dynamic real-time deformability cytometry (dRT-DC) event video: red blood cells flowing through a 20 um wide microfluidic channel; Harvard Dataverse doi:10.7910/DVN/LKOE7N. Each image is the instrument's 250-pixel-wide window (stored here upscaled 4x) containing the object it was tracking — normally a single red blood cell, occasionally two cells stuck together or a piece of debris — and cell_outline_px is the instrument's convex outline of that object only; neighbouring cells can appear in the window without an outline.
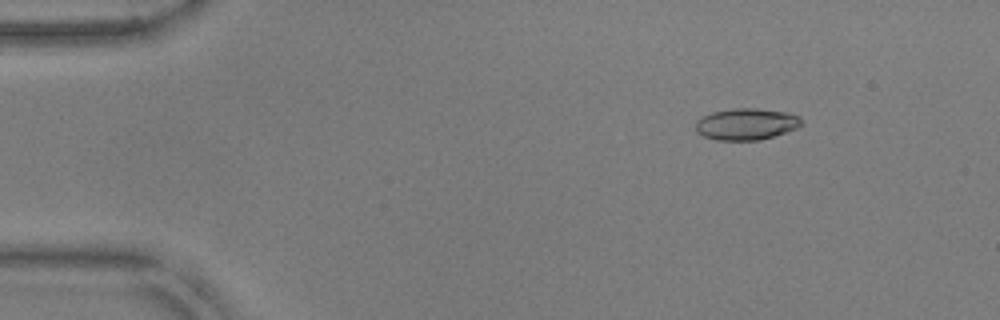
{"species": "common noctule bat (a hibernating species)", "species_latin": "Nyctalus noctula", "temperature_condition": "warm", "stored_images_in_passage": 54, "segment_of_instrument_passage": [1, 2], "camera_frame_rate_fps": 3000, "um_per_image_px": 0.085, "animal": {"sex": "male", "body_mass_g": 17.9, "forearm_length_mm": 54.2}, "frame": {"image": 1, "passage_image": 7, "time_ms": 2.0, "image_size_px": [1000, 320], "cell_outline_px": [[804, 124], [796, 128], [760, 140], [716, 140], [704, 136], [696, 132], [696, 120], [700, 116], [712, 112], [732, 108], [756, 108], [792, 112], [800, 116], [804, 120]], "centroid_in_image_um": [63.46, 10.52], "position_along_channel_um": 21.5, "area_um2": 19.83}}
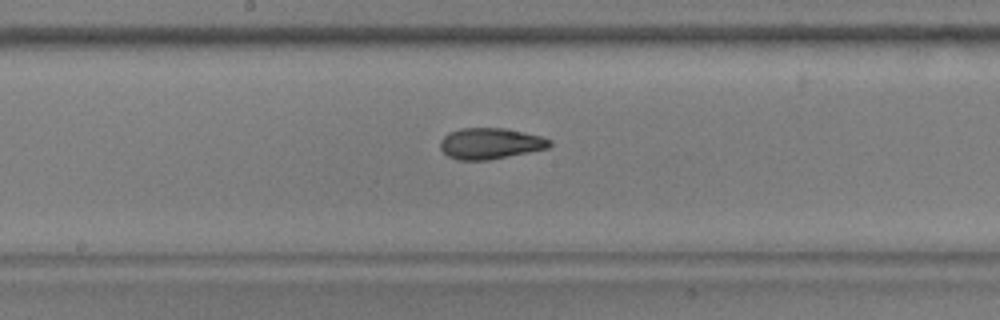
{"frame": {"image": 2, "passage_image": 28, "time_ms": 9.0, "image_size_px": [1000, 320], "cell_outline_px": [[552, 144], [548, 148], [488, 160], [456, 160], [448, 156], [440, 148], [440, 140], [448, 132], [460, 128], [504, 128], [524, 132], [540, 136], [552, 140]], "centroid_in_image_um": [41.65, 12.19], "position_along_channel_um": 206.6, "area_um2": 19.83}}
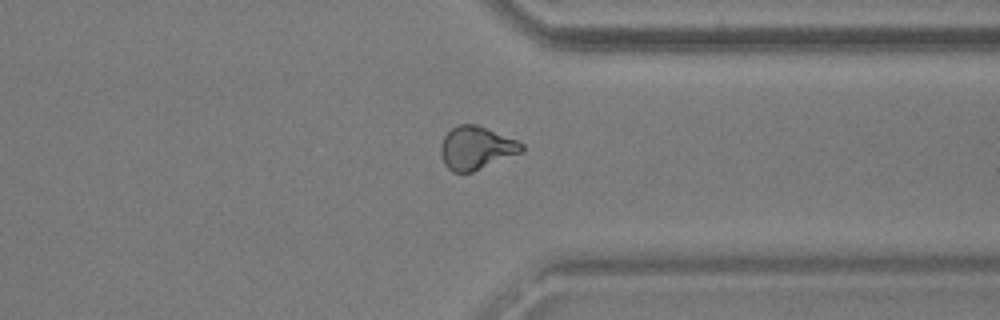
{"frame": {"image": 3, "passage_image": 41, "time_ms": 13.333, "image_size_px": [1000, 320], "cell_outline_px": [[524, 152], [472, 172], [452, 172], [444, 164], [440, 152], [440, 148], [444, 136], [452, 128], [460, 124], [476, 124], [516, 140], [524, 144]], "centroid_in_image_um": [40.49, 12.59], "position_along_channel_um": 370.9, "area_um2": 20.29}}